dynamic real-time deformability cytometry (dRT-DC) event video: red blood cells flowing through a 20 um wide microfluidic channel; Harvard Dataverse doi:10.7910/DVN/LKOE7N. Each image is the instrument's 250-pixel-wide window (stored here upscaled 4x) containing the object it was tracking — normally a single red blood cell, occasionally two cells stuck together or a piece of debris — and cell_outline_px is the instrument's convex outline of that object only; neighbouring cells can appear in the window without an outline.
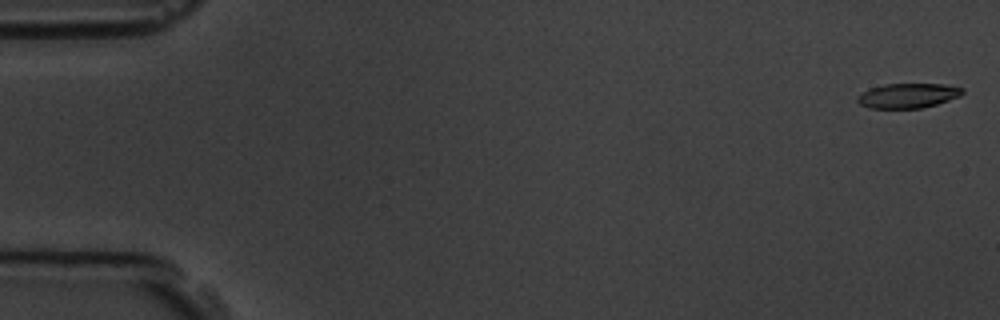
{"species": "common noctule bat (a hibernating species)", "species_latin": "Nyctalus noctula", "temperature_condition": "room temperature", "stored_images_in_passage": 57, "camera_frame_rate_fps": 3000, "um_per_image_px": 0.085, "animal": {"sex": "male", "body_mass_g": 19.5, "forearm_length_mm": 54.6}, "frame": {"image": 1, "passage_image": 2, "time_ms": 0.333, "image_size_px": [1000, 320], "cell_outline_px": [[964, 92], [960, 96], [936, 104], [920, 108], [868, 108], [860, 104], [856, 100], [856, 96], [868, 88], [884, 84], [944, 84], [964, 88]], "centroid_in_image_um": [77.14, 8.12], "position_along_channel_um": 7.9, "area_um2": 15.2}}
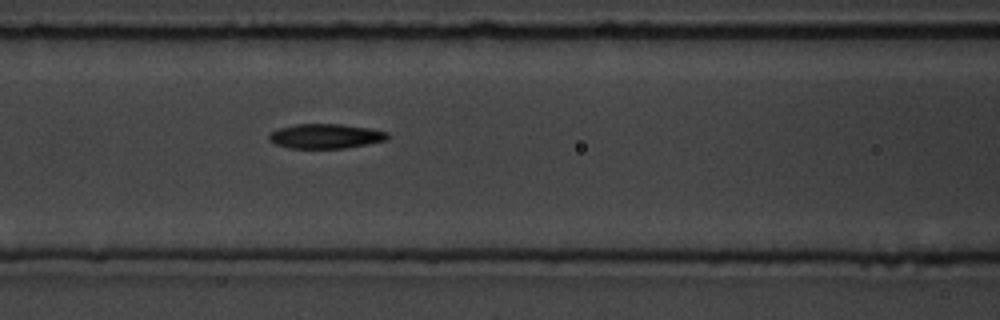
{"frame": {"image": 2, "passage_image": 25, "time_ms": 8.0, "image_size_px": [1000, 320], "cell_outline_px": [[388, 140], [368, 144], [344, 148], [288, 148], [276, 144], [268, 140], [268, 132], [280, 128], [296, 124], [340, 124], [372, 128], [388, 132]], "centroid_in_image_um": [27.68, 11.57], "position_along_channel_um": 138.9, "area_um2": 17.17}}
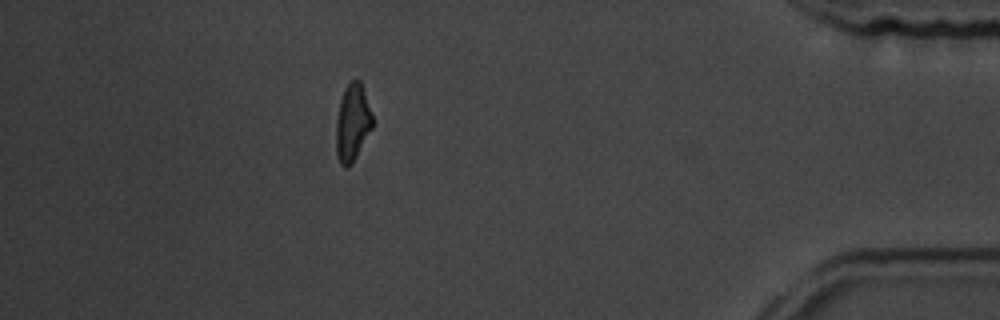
{"frame": {"image": 3, "passage_image": 51, "time_ms": 16.667, "image_size_px": [1000, 320], "cell_outline_px": [[372, 128], [352, 164], [348, 168], [344, 168], [340, 164], [336, 156], [336, 120], [340, 100], [344, 88], [352, 80], [360, 80], [372, 116]], "centroid_in_image_um": [29.93, 10.48], "position_along_channel_um": 405.3, "area_um2": 16.3}, "authors_computed_cell_mechanics": {"area_um2": 16.8198, "velocity_mm_per_s": 3.6253, "shape_relaxation_time_tau1_ms": 6.0783, "shape_relaxation_time_tau2_ms": 9.6617, "deformation_change_tau1": 0.1782, "deformation_change_tau2": 0.1803}}